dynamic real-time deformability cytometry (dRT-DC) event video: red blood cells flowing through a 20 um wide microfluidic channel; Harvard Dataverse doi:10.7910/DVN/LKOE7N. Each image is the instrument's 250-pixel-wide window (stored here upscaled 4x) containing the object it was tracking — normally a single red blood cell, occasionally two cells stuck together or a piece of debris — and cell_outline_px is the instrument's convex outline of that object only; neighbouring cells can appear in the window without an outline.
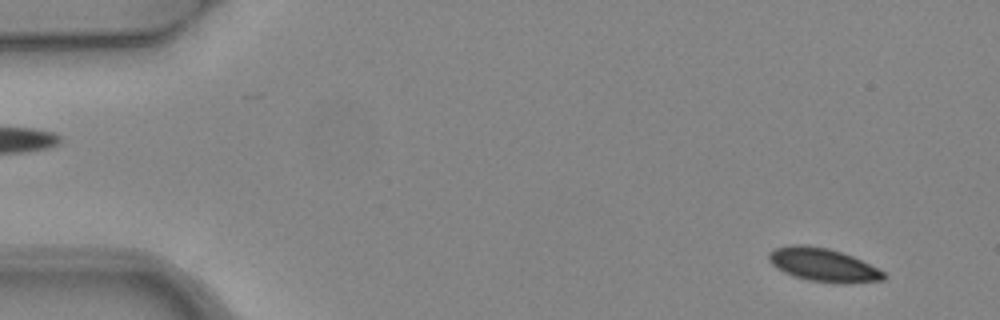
{"species": "common noctule bat (a hibernating species)", "species_latin": "Nyctalus noctula", "temperature_condition": "warm", "stored_images_in_passage": 6, "camera_frame_rate_fps": 3000, "um_per_image_px": 0.085, "animal": {"sex": "female", "body_mass_g": 24.6, "forearm_length_mm": 56.2}, "frame": {"image": 1, "passage_image": 1, "time_ms": 0.0, "image_size_px": [1000, 320], "cell_outline_px": [[888, 276], [884, 280], [840, 284], [836, 284], [808, 280], [784, 272], [776, 268], [768, 260], [768, 252], [776, 248], [792, 244], [804, 244], [828, 248], [852, 256], [884, 272]], "centroid_in_image_um": [69.95, 22.52], "position_along_channel_um": 15.0, "area_um2": 22.31}}
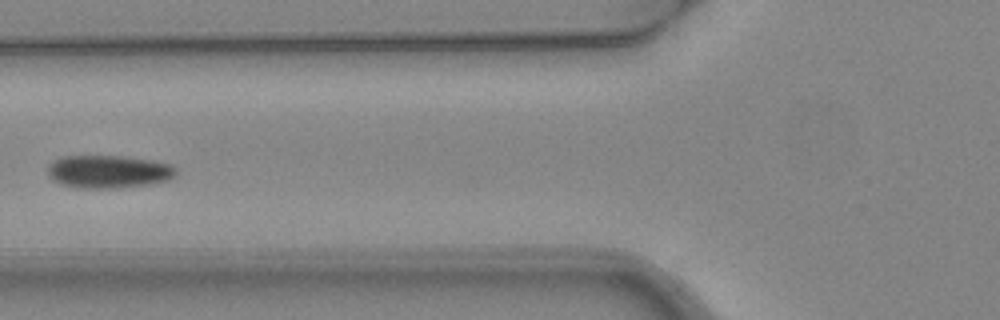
{"frame": {"image": 2, "passage_image": 5, "time_ms": 1.333, "image_size_px": [1000, 320], "cell_outline_px": [[176, 176], [168, 180], [152, 184], [120, 188], [76, 188], [60, 184], [52, 180], [48, 176], [48, 168], [52, 160], [60, 156], [124, 156], [152, 160], [172, 164], [176, 168]], "centroid_in_image_um": [9.22, 14.59], "position_along_channel_um": 116.6, "area_um2": 25.09}}
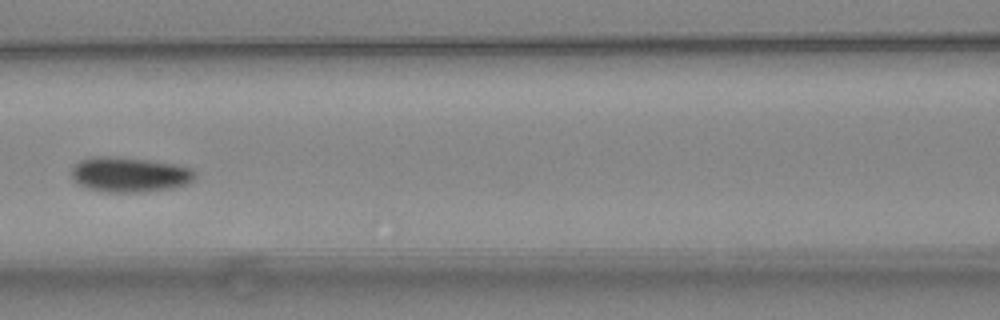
{"frame": {"image": 3, "passage_image": 6, "time_ms": 1.667, "image_size_px": [1000, 320], "cell_outline_px": [[196, 176], [188, 184], [176, 188], [144, 192], [104, 192], [88, 188], [72, 180], [72, 168], [80, 160], [96, 156], [100, 156], [148, 160], [192, 168], [196, 172]], "centroid_in_image_um": [11.03, 14.86], "position_along_channel_um": 155.6, "area_um2": 25.09}}